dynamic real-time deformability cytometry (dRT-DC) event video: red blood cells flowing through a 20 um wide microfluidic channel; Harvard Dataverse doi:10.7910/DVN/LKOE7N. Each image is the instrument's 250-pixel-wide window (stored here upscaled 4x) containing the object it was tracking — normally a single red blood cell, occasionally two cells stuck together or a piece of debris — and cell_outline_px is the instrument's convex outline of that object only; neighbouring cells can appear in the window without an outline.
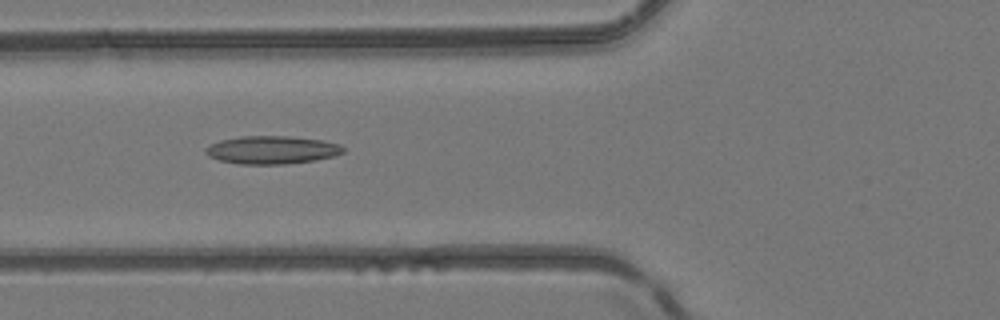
{"species": "common noctule bat (a hibernating species)", "species_latin": "Nyctalus noctula", "temperature_condition": "room temperature", "stored_images_in_passage": 8, "camera_frame_rate_fps": 3000, "um_per_image_px": 0.085, "animal": {"sex": "female", "body_mass_g": 24.6, "forearm_length_mm": 56.2}, "frame": {"image": 1, "passage_image": 6, "time_ms": 1.667, "image_size_px": [1000, 320], "cell_outline_px": [[344, 152], [336, 156], [316, 160], [284, 164], [240, 164], [220, 160], [208, 156], [204, 152], [204, 148], [208, 144], [220, 140], [240, 136], [288, 136], [324, 140], [340, 144], [344, 148]], "centroid_in_image_um": [23.11, 12.74], "position_along_channel_um": 102.7, "area_um2": 22.72}}